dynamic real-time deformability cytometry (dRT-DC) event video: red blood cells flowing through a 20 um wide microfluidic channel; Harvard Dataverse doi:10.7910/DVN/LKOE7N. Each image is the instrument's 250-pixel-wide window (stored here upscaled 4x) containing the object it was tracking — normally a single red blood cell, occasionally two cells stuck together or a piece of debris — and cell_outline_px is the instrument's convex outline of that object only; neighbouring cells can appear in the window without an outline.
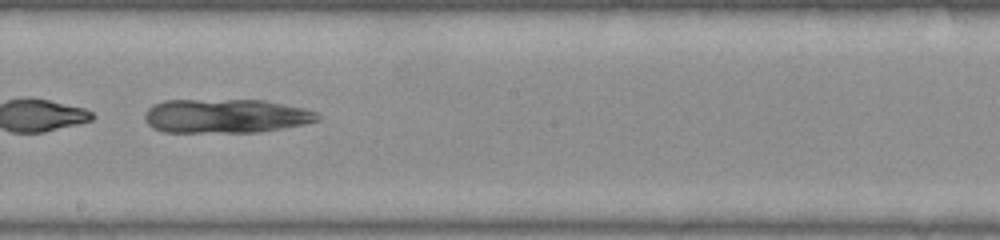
{"species": "common noctule bat (a hibernating species)", "species_latin": "Nyctalus noctula", "temperature_condition": "warm", "stored_images_in_passage": 30, "camera_frame_rate_fps": 3000, "um_per_image_px": 0.085, "animal": {"sex": "female", "body_mass_g": 22.0, "forearm_length_mm": 56.7}, "frame": {"image": 1, "passage_image": 13, "time_ms": 4.0, "image_size_px": [1000, 240], "cell_outline_px": [[320, 120], [304, 124], [260, 132], [164, 132], [152, 128], [144, 120], [144, 112], [152, 104], [164, 100], [264, 100], [304, 108], [316, 112], [320, 116]], "centroid_in_image_um": [19.15, 9.86], "position_along_channel_um": 229.1, "area_um2": 34.56}}